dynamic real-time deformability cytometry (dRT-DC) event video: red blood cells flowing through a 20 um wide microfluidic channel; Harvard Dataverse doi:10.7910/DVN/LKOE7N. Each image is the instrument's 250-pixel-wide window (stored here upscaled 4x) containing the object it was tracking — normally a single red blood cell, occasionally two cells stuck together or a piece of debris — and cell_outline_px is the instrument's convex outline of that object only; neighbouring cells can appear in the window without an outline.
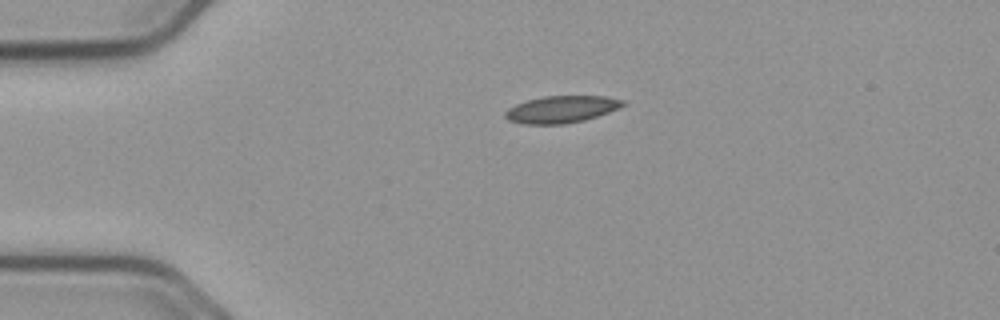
{"species": "common noctule bat (a hibernating species)", "species_latin": "Nyctalus noctula", "temperature_condition": "cold", "stored_images_in_passage": 8, "segment_of_instrument_passage": [2, 2], "camera_frame_rate_fps": 3000, "um_per_image_px": 0.085, "animal": {"sex": "male", "body_mass_g": 23.1, "forearm_length_mm": 52.7}, "frame": {"image": 1, "passage_image": 8, "time_ms": 2.333, "image_size_px": [1000, 320], "cell_outline_px": [[628, 104], [608, 112], [584, 120], [564, 124], [520, 124], [508, 120], [504, 116], [504, 112], [508, 108], [516, 104], [528, 100], [544, 96], [604, 96], [624, 100]], "centroid_in_image_um": [47.7, 9.29], "position_along_channel_um": 37.3, "area_um2": 18.55}}